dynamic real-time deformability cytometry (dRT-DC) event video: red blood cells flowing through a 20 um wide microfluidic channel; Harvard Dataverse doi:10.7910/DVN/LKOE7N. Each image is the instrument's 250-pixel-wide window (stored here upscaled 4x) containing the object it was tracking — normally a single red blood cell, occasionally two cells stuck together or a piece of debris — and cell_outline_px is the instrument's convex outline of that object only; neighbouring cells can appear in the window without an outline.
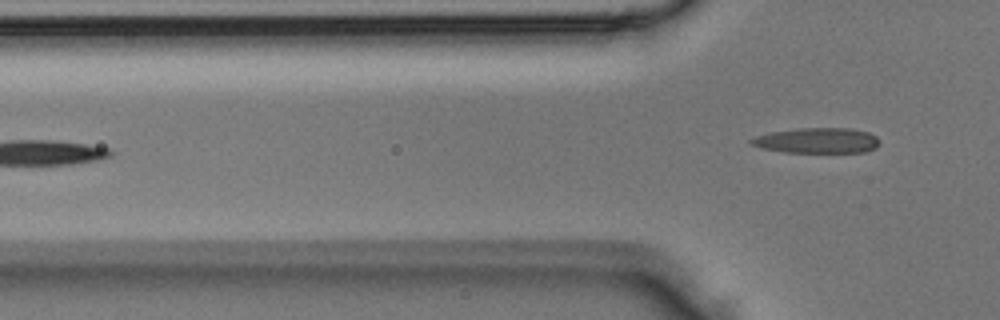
{"species": "Egyptian fruit bat (a non-hibernating species)", "species_latin": "Rousettus aegyptiacus", "temperature_condition": "room temperature", "stored_images_in_passage": 4, "camera_frame_rate_fps": 3000, "um_per_image_px": 0.085, "animal": {"sex": "male"}, "frame": {"image": 1, "passage_image": 4, "time_ms": 1.0, "image_size_px": [1000, 320], "cell_outline_px": [[880, 144], [876, 148], [864, 152], [784, 152], [764, 148], [748, 144], [748, 140], [752, 136], [772, 132], [796, 128], [848, 128], [868, 132], [876, 136], [880, 140]], "centroid_in_image_um": [69.44, 11.94], "position_along_channel_um": 56.4, "area_um2": 19.13}}